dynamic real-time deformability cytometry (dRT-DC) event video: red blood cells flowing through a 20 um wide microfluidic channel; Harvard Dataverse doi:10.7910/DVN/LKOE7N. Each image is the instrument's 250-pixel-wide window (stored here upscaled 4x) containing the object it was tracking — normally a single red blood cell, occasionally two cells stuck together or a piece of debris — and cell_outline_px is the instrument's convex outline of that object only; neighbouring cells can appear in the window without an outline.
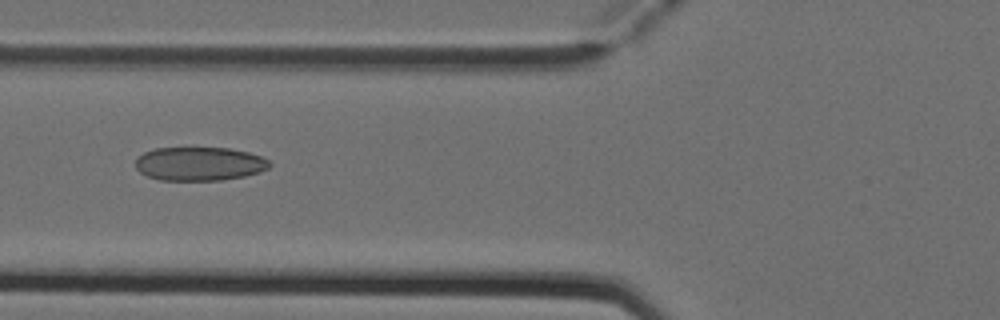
{"species": "Egyptian fruit bat (a non-hibernating species)", "species_latin": "Rousettus aegyptiacus", "temperature_condition": "cold", "stored_images_in_passage": 4, "camera_frame_rate_fps": 3000, "um_per_image_px": 0.085, "animal": {"sex": "female"}, "frame": {"image": 1, "passage_image": 4, "time_ms": 1.0, "image_size_px": [1000, 320], "cell_outline_px": [[272, 164], [268, 168], [260, 172], [244, 176], [220, 180], [160, 180], [148, 176], [140, 172], [136, 168], [136, 156], [144, 152], [156, 148], [228, 148], [248, 152], [260, 156], [268, 160]], "centroid_in_image_um": [16.94, 13.92], "position_along_channel_um": 108.9, "area_um2": 26.3}}